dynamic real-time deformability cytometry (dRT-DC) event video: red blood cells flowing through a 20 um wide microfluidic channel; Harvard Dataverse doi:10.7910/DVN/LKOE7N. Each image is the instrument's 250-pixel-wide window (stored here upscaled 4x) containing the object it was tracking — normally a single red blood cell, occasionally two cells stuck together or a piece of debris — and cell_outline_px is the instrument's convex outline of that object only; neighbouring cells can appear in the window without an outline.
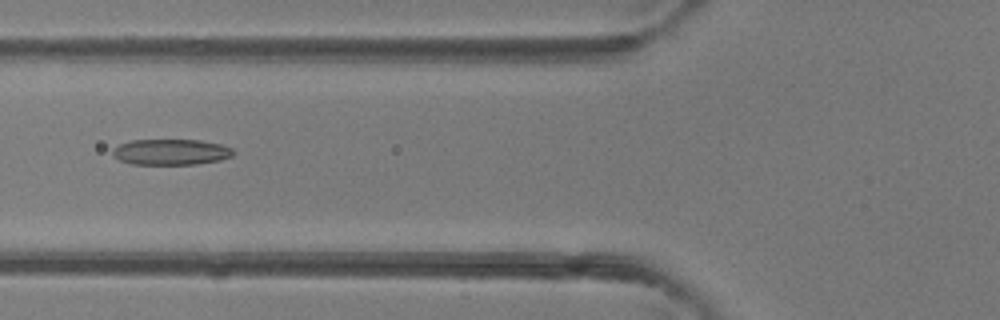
{"species": "common noctule bat (a hibernating species)", "species_latin": "Nyctalus noctula", "temperature_condition": "room temperature", "stored_images_in_passage": 6, "camera_frame_rate_fps": 3000, "um_per_image_px": 0.085, "animal": {"sex": "female"}, "frame": {"image": 1, "passage_image": 5, "time_ms": 4.667, "image_size_px": [1000, 320], "cell_outline_px": [[236, 152], [232, 156], [220, 160], [196, 164], [132, 164], [120, 160], [112, 156], [112, 148], [120, 144], [132, 140], [200, 140], [220, 144], [232, 148]], "centroid_in_image_um": [14.53, 12.92], "position_along_channel_um": 111.3, "area_um2": 18.21}}
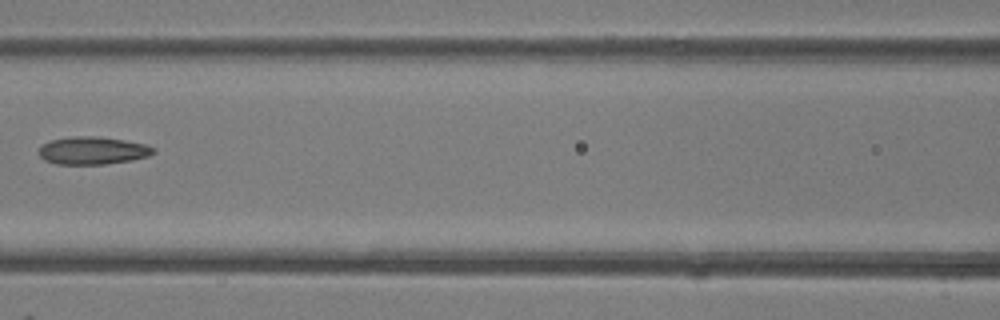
{"frame": {"image": 2, "passage_image": 6, "time_ms": 5.667, "image_size_px": [1000, 320], "cell_outline_px": [[156, 152], [148, 156], [132, 160], [104, 164], [56, 164], [44, 160], [36, 152], [40, 144], [52, 140], [76, 136], [96, 136], [124, 140], [144, 144], [156, 148]], "centroid_in_image_um": [7.84, 12.8], "position_along_channel_um": 158.8, "area_um2": 18.61}}